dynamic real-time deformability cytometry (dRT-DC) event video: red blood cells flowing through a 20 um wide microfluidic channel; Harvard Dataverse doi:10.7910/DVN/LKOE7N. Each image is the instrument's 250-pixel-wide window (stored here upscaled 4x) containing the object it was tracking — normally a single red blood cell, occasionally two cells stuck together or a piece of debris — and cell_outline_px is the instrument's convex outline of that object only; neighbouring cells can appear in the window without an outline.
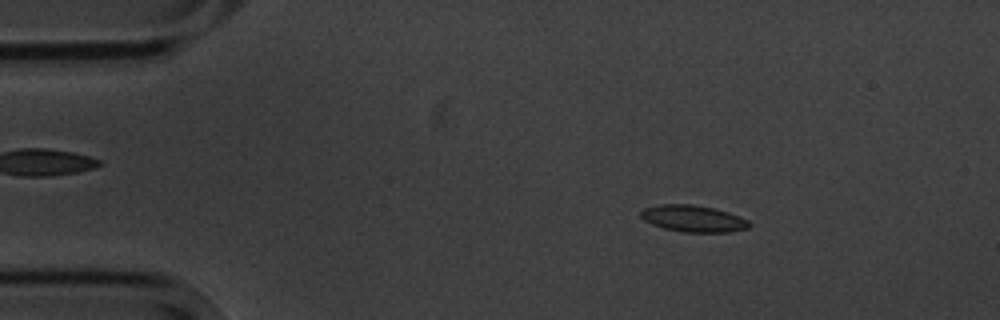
{"species": "common noctule bat (a hibernating species)", "species_latin": "Nyctalus noctula", "temperature_condition": "cold", "stored_images_in_passage": 4, "camera_frame_rate_fps": 3000, "um_per_image_px": 0.085, "animal": {"sex": "male", "body_mass_g": 20.1, "forearm_length_mm": 53.5}, "frame": {"image": 1, "passage_image": 3, "time_ms": 2.333, "image_size_px": [1000, 320], "cell_outline_px": [[752, 224], [748, 228], [728, 232], [684, 232], [664, 228], [652, 224], [644, 220], [640, 216], [640, 212], [644, 208], [660, 204], [692, 204], [712, 208], [728, 212], [748, 220]], "centroid_in_image_um": [58.92, 18.58], "position_along_channel_um": 26.1, "area_um2": 16.76}}